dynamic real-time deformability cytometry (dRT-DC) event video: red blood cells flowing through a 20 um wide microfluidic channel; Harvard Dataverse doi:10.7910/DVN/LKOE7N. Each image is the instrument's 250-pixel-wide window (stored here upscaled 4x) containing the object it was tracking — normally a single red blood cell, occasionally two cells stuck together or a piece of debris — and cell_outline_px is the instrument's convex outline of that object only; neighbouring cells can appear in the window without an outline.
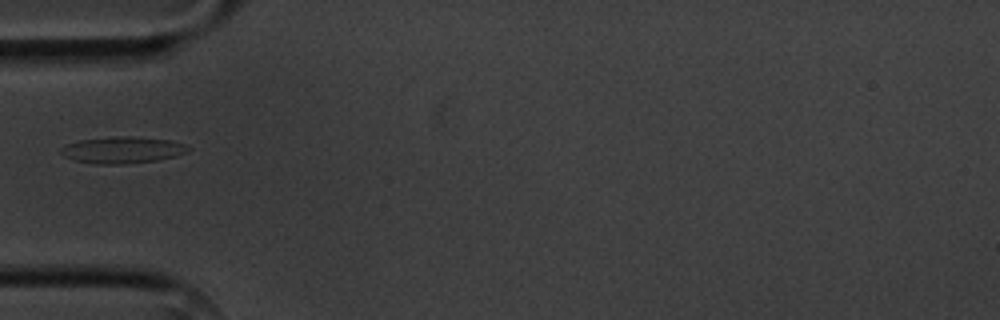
{"species": "common noctule bat (a hibernating species)", "species_latin": "Nyctalus noctula", "temperature_condition": "cold", "stored_images_in_passage": 3, "camera_frame_rate_fps": 3000, "um_per_image_px": 0.085, "animal": {"sex": "male", "body_mass_g": 20.1, "forearm_length_mm": 53.5}, "frame": {"image": 1, "passage_image": 2, "time_ms": 1.333, "image_size_px": [1000, 320], "cell_outline_px": [[192, 148], [188, 152], [176, 156], [156, 160], [124, 164], [100, 164], [76, 160], [64, 156], [60, 152], [60, 148], [68, 144], [80, 140], [112, 136], [132, 136], [172, 140], [184, 144]], "centroid_in_image_um": [10.45, 12.73], "position_along_channel_um": 74.5, "area_um2": 19.71}}